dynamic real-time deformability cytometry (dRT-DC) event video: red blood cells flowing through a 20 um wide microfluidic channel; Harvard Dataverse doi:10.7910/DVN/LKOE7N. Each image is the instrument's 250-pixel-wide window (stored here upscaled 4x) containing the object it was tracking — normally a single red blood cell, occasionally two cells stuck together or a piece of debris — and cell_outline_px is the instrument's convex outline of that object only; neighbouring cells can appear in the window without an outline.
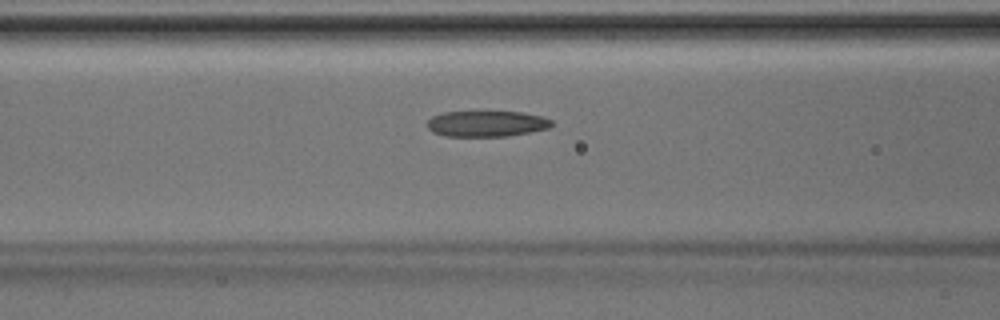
{"species": "Egyptian fruit bat (a non-hibernating species)", "species_latin": "Rousettus aegyptiacus", "temperature_condition": "room temperature", "stored_images_in_passage": 32, "camera_frame_rate_fps": 3000, "um_per_image_px": 0.085, "animal": {"sex": "male"}, "frame": {"image": 1, "passage_image": 13, "time_ms": 4.0, "image_size_px": [1000, 320], "cell_outline_px": [[552, 124], [548, 128], [532, 132], [508, 136], [444, 136], [432, 132], [424, 124], [432, 116], [444, 112], [520, 112], [544, 116], [552, 120]], "centroid_in_image_um": [41.34, 10.52], "position_along_channel_um": 125.3, "area_um2": 18.9}}
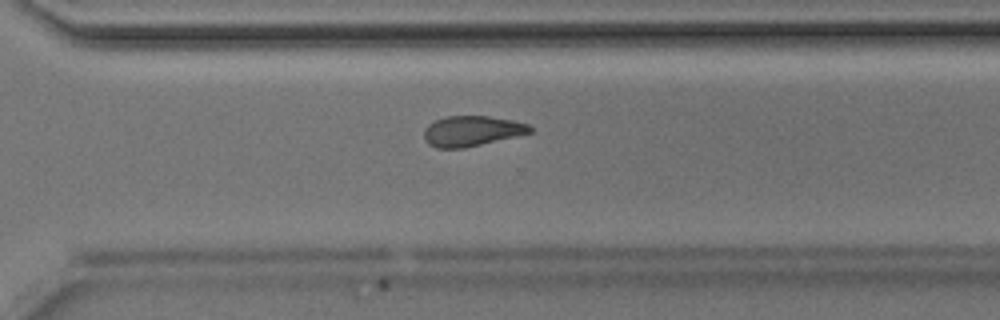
{"frame": {"image": 2, "passage_image": 27, "time_ms": 8.667, "image_size_px": [1000, 320], "cell_outline_px": [[532, 132], [516, 136], [464, 148], [436, 148], [428, 144], [424, 140], [424, 128], [428, 124], [436, 120], [448, 116], [488, 116], [512, 120], [528, 124], [532, 128]], "centroid_in_image_um": [40.07, 11.14], "position_along_channel_um": 330.5, "area_um2": 18.67}}
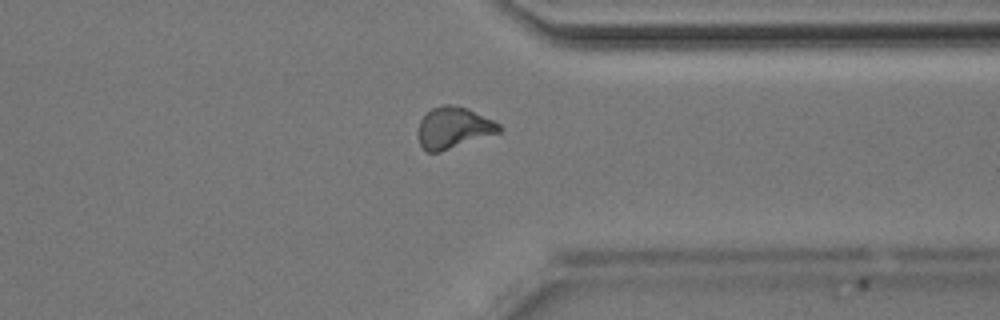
{"frame": {"image": 3, "passage_image": 30, "time_ms": 9.667, "image_size_px": [1000, 320], "cell_outline_px": [[504, 128], [500, 132], [440, 152], [428, 152], [420, 144], [416, 136], [416, 128], [420, 120], [432, 108], [444, 104], [452, 104], [468, 108], [500, 124]], "centroid_in_image_um": [38.52, 10.86], "position_along_channel_um": 372.9, "area_um2": 19.71}}